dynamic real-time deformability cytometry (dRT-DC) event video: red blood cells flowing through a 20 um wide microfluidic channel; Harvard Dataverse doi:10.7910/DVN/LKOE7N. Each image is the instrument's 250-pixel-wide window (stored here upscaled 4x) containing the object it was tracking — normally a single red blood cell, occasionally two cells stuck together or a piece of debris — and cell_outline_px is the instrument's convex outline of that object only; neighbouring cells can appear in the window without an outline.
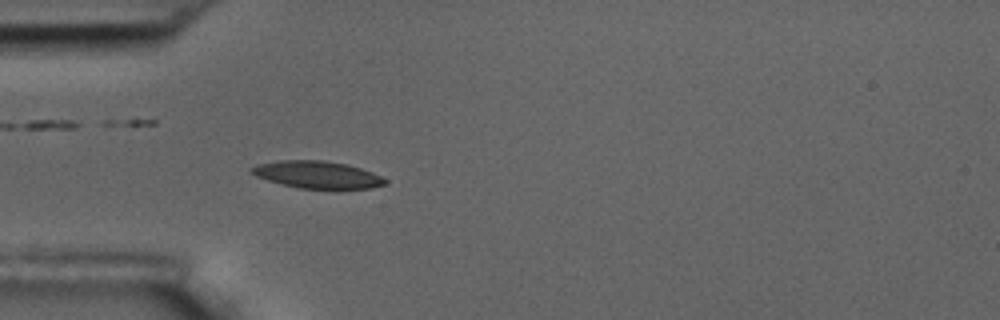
{"species": "common noctule bat (a hibernating species)", "species_latin": "Nyctalus noctula", "temperature_condition": "room temperature", "stored_images_in_passage": 57, "camera_frame_rate_fps": 3000, "um_per_image_px": 0.085, "animal": {"sex": "male", "body_mass_g": 17.5, "forearm_length_mm": 52.3}, "frame": {"image": 1, "passage_image": 17, "time_ms": 5.333, "image_size_px": [1000, 320], "cell_outline_px": [[388, 184], [372, 188], [300, 188], [268, 180], [256, 176], [248, 172], [248, 168], [256, 164], [280, 160], [324, 160], [348, 164], [372, 172], [388, 180]], "centroid_in_image_um": [26.95, 14.83], "position_along_channel_um": 58.0, "area_um2": 21.21}}
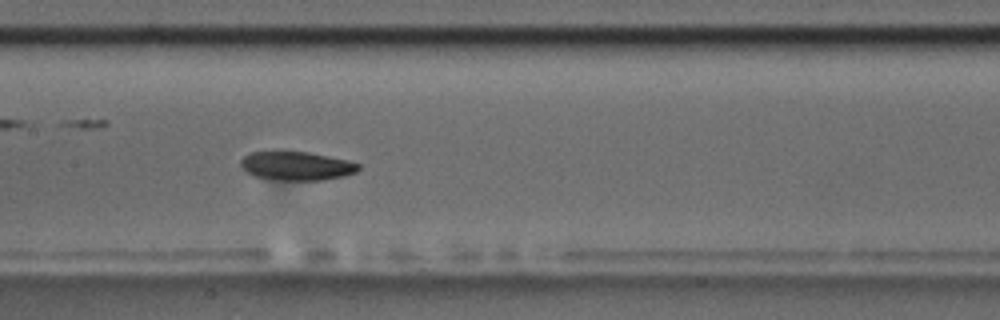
{"frame": {"image": 2, "passage_image": 28, "time_ms": 9.0, "image_size_px": [1000, 320], "cell_outline_px": [[360, 168], [356, 172], [344, 176], [324, 180], [272, 180], [252, 176], [240, 164], [240, 160], [248, 152], [276, 148], [284, 148], [308, 152], [328, 156], [360, 164]], "centroid_in_image_um": [25.11, 14.05], "position_along_channel_um": 182.3, "area_um2": 20.63}}
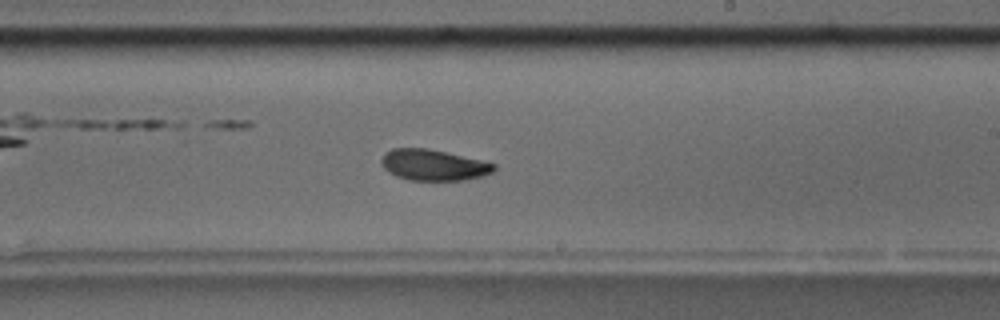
{"frame": {"image": 3, "passage_image": 34, "time_ms": 11.0, "image_size_px": [1000, 320], "cell_outline_px": [[496, 168], [492, 172], [480, 176], [464, 180], [408, 180], [396, 176], [388, 172], [380, 164], [380, 160], [384, 152], [392, 148], [428, 148], [480, 160], [496, 164]], "centroid_in_image_um": [36.78, 14.02], "position_along_channel_um": 252.2, "area_um2": 20.35}, "authors_computed_cell_mechanics": {"area_um2": 20.4612, "velocity_mm_per_s": 3.5064, "shape_relaxation_time_tau1_ms": 6.0625, "shape_relaxation_time_tau2_ms": 4.4032, "deformation_change_tau1": 0.1463, "deformation_change_tau2": 0.0962}}